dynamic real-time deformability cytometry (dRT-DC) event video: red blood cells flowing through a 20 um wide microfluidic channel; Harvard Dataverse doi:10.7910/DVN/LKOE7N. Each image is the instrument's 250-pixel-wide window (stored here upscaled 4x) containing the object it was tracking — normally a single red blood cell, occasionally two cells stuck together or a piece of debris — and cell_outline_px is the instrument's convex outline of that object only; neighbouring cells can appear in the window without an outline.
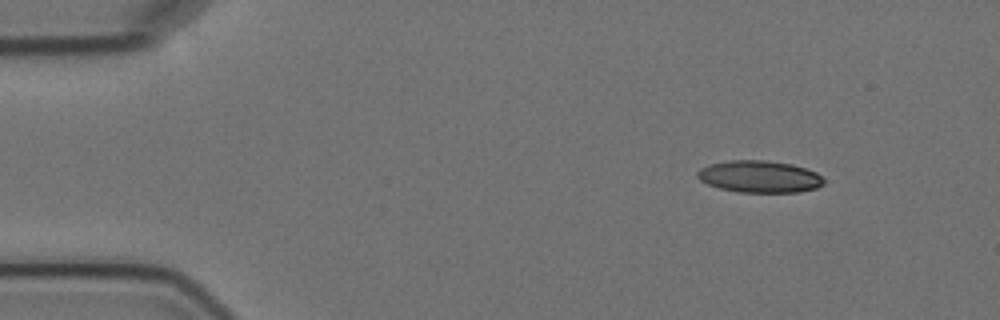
{"species": "Egyptian fruit bat (a non-hibernating species)", "species_latin": "Rousettus aegyptiacus", "temperature_condition": "cold", "stored_images_in_passage": 3, "camera_frame_rate_fps": 3000, "um_per_image_px": 0.085, "animal": {"sex": "female"}, "frame": {"image": 1, "passage_image": 1, "time_ms": 0.0, "image_size_px": [1000, 320], "cell_outline_px": [[824, 184], [816, 188], [800, 192], [736, 192], [720, 188], [708, 184], [700, 180], [696, 176], [696, 172], [700, 168], [708, 164], [728, 160], [764, 160], [792, 164], [816, 172], [824, 180]], "centroid_in_image_um": [64.52, 15.01], "position_along_channel_um": 20.5, "area_um2": 23.64}}
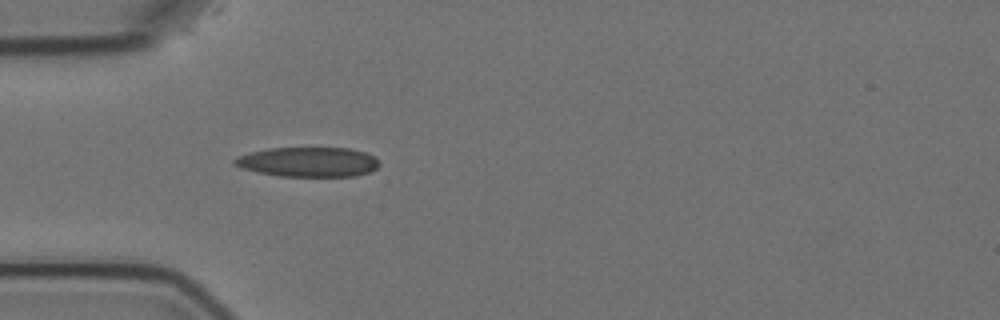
{"frame": {"image": 2, "passage_image": 3, "time_ms": 3.333, "image_size_px": [1000, 320], "cell_outline_px": [[380, 164], [372, 172], [356, 176], [280, 176], [240, 168], [232, 164], [232, 160], [236, 156], [268, 148], [348, 148], [364, 152], [372, 156]], "centroid_in_image_um": [26.17, 13.77], "position_along_channel_um": 58.8, "area_um2": 25.03}}